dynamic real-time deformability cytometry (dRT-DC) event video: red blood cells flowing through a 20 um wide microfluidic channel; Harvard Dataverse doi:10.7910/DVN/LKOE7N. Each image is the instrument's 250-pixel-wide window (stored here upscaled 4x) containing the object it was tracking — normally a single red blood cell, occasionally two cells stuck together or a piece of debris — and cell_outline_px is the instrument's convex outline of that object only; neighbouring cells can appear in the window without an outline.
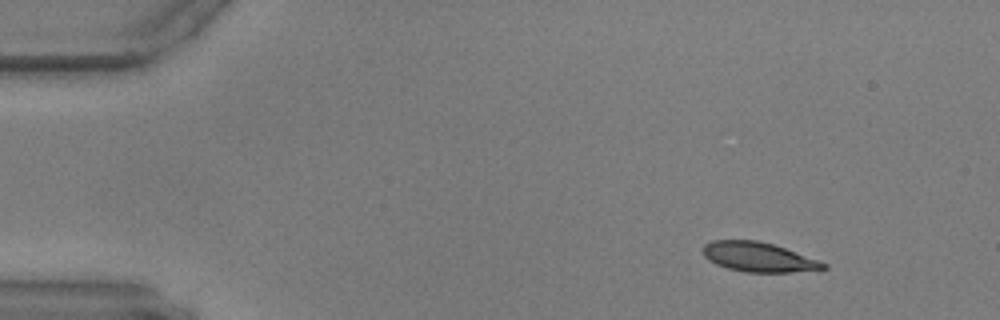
{"species": "common noctule bat (a hibernating species)", "species_latin": "Nyctalus noctula", "temperature_condition": "warm", "stored_images_in_passage": 52, "camera_frame_rate_fps": 3000, "um_per_image_px": 0.085, "animal": {"sex": "male", "body_mass_g": 17.9, "forearm_length_mm": 54.2}, "frame": {"image": 1, "passage_image": 1, "time_ms": 0.0, "image_size_px": [1000, 320], "cell_outline_px": [[828, 268], [792, 272], [744, 272], [728, 268], [716, 264], [708, 260], [704, 256], [704, 244], [712, 240], [756, 240], [772, 244], [784, 248], [828, 264]], "centroid_in_image_um": [64.44, 21.85], "position_along_channel_um": 20.6, "area_um2": 20.46}}
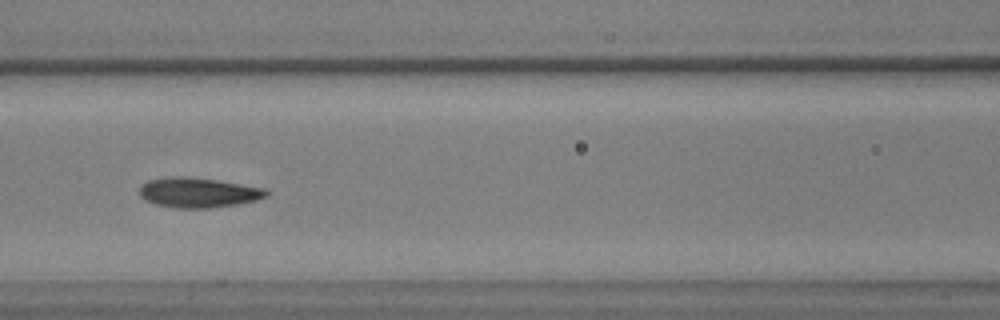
{"frame": {"image": 2, "passage_image": 20, "time_ms": 6.333, "image_size_px": [1000, 320], "cell_outline_px": [[272, 192], [268, 196], [256, 200], [236, 204], [212, 208], [172, 208], [156, 204], [144, 200], [140, 196], [140, 184], [148, 180], [168, 176], [188, 176], [216, 180], [268, 188]], "centroid_in_image_um": [16.87, 16.36], "position_along_channel_um": 149.7, "area_um2": 22.54}}
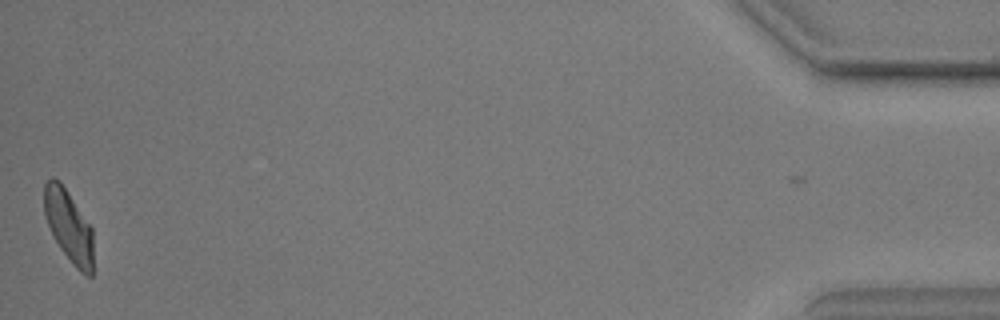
{"frame": {"image": 3, "passage_image": 52, "time_ms": 17.0, "image_size_px": [1000, 320], "cell_outline_px": [[92, 276], [88, 276], [80, 272], [72, 264], [60, 248], [52, 236], [44, 212], [44, 184], [52, 176], [60, 180], [92, 228]], "centroid_in_image_um": [5.82, 19.2], "position_along_channel_um": 429.4, "area_um2": 20.58}}